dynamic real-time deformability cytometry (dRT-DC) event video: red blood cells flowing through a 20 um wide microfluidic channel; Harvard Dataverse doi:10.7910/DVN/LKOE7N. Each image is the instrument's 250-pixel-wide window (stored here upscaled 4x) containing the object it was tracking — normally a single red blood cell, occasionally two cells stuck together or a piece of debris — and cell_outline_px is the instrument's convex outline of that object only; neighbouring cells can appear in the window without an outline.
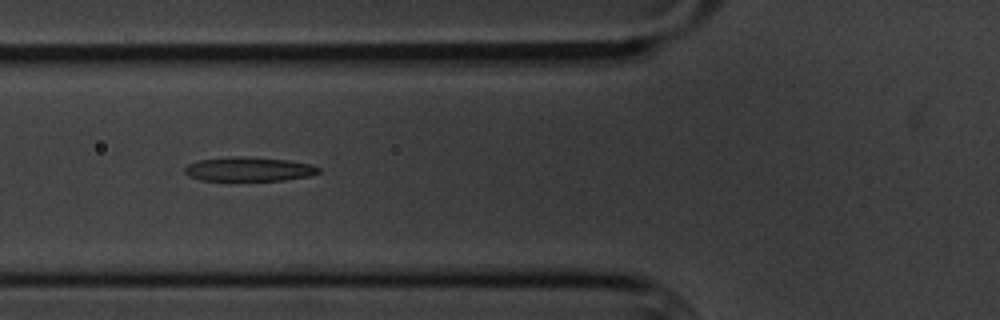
{"species": "common noctule bat (a hibernating species)", "species_latin": "Nyctalus noctula", "temperature_condition": "cold", "stored_images_in_passage": 10, "camera_frame_rate_fps": 3000, "um_per_image_px": 0.085, "animal": {"sex": "male", "body_mass_g": 20.1, "forearm_length_mm": 53.5}, "frame": {"image": 1, "passage_image": 6, "time_ms": 6.0, "image_size_px": [1000, 320], "cell_outline_px": [[320, 172], [308, 176], [284, 180], [200, 180], [188, 176], [184, 172], [184, 168], [188, 164], [200, 160], [228, 156], [244, 156], [288, 160], [312, 164], [320, 168]], "centroid_in_image_um": [21.14, 14.37], "position_along_channel_um": 104.7, "area_um2": 18.9}}
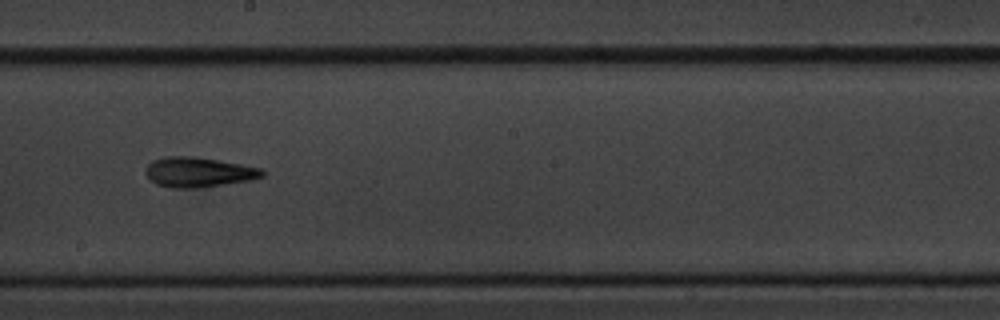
{"frame": {"image": 2, "passage_image": 9, "time_ms": 9.667, "image_size_px": [1000, 320], "cell_outline_px": [[264, 176], [248, 180], [204, 188], [172, 188], [156, 184], [144, 172], [148, 164], [152, 160], [164, 156], [188, 156], [216, 160], [240, 164], [260, 168], [264, 172]], "centroid_in_image_um": [16.83, 14.64], "position_along_channel_um": 231.4, "area_um2": 20.23}}
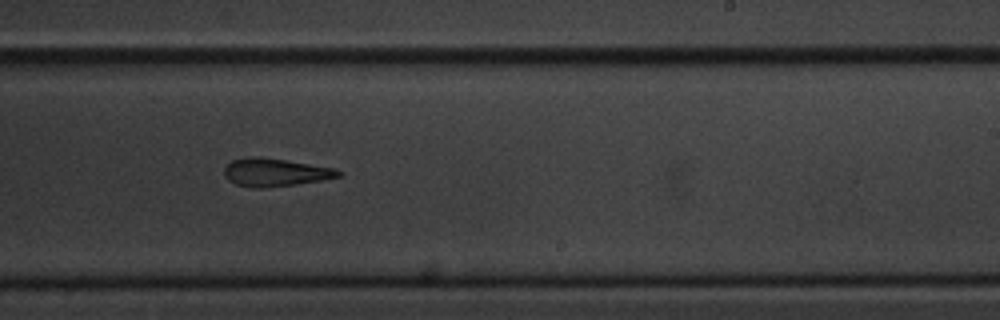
{"frame": {"image": 3, "passage_image": 10, "time_ms": 10.667, "image_size_px": [1000, 320], "cell_outline_px": [[344, 172], [340, 176], [320, 180], [292, 184], [260, 188], [252, 188], [236, 184], [228, 180], [224, 176], [224, 168], [232, 160], [244, 156], [260, 156], [332, 168]], "centroid_in_image_um": [23.31, 14.64], "position_along_channel_um": 265.7, "area_um2": 18.38}}